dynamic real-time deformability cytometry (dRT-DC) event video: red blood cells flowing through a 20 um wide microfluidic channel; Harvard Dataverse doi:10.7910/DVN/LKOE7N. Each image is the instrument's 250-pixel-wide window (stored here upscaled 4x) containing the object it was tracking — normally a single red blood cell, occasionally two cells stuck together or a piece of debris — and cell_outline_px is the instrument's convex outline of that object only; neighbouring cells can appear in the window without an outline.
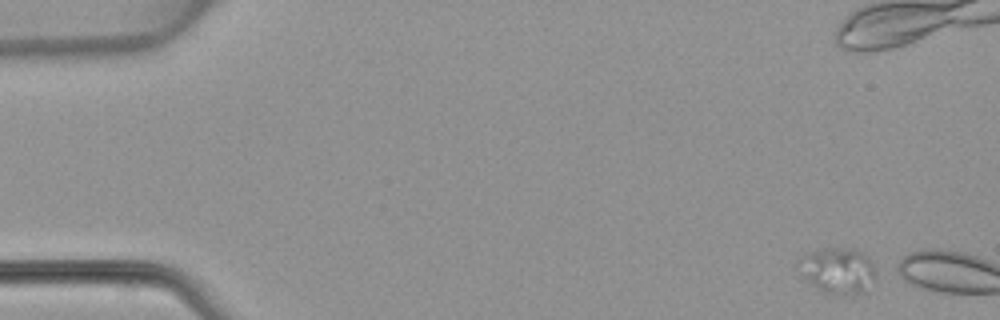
{"species": "common noctule bat (a hibernating species)", "species_latin": "Nyctalus noctula", "temperature_condition": "warm", "stored_images_in_passage": 4, "camera_frame_rate_fps": 3000, "um_per_image_px": 0.085, "animal": {"sex": "female", "body_mass_g": 22.7, "forearm_length_mm": 54.2}, "frame": {"image": 1, "passage_image": 1, "time_ms": 0.0, "image_size_px": [1000, 320], "cell_outline_px": [[876, 280], [864, 292], [836, 296], [832, 296], [820, 292], [792, 264], [800, 256], [808, 252], [820, 248], [856, 248], [872, 264], [876, 276]], "centroid_in_image_um": [71.14, 23.01], "position_along_channel_um": 13.9, "area_um2": 21.27}}